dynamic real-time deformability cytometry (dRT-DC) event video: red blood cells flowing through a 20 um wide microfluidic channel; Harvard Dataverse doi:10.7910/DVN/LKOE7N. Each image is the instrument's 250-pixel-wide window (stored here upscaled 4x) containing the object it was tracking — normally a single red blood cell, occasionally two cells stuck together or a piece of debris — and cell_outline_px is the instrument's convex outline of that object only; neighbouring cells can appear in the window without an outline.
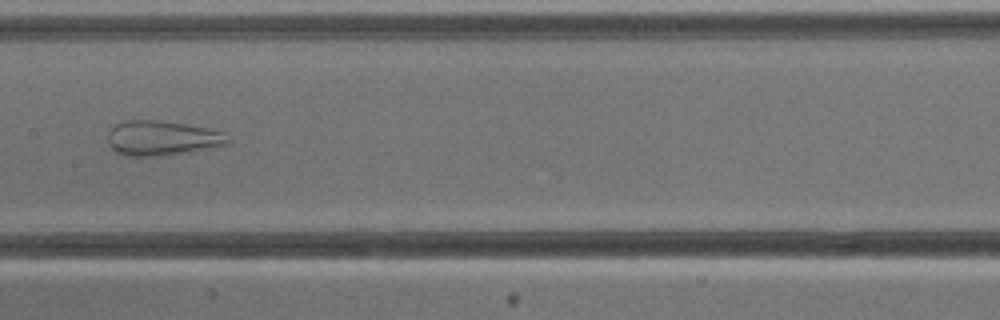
{"species": "common noctule bat (a hibernating species)", "species_latin": "Nyctalus noctula", "temperature_condition": "cold", "stored_images_in_passage": 4, "camera_frame_rate_fps": 3000, "um_per_image_px": 0.085, "animal": {"sex": "male", "body_mass_g": 13.3}, "frame": {"image": 1, "passage_image": 4, "time_ms": 3.333, "image_size_px": [1000, 320], "cell_outline_px": [[228, 144], [192, 152], [156, 156], [124, 156], [116, 152], [108, 144], [108, 132], [116, 124], [128, 120], [156, 120], [184, 124], [208, 128], [224, 132], [228, 140]], "centroid_in_image_um": [13.76, 11.75], "position_along_channel_um": 193.6, "area_um2": 24.33}}